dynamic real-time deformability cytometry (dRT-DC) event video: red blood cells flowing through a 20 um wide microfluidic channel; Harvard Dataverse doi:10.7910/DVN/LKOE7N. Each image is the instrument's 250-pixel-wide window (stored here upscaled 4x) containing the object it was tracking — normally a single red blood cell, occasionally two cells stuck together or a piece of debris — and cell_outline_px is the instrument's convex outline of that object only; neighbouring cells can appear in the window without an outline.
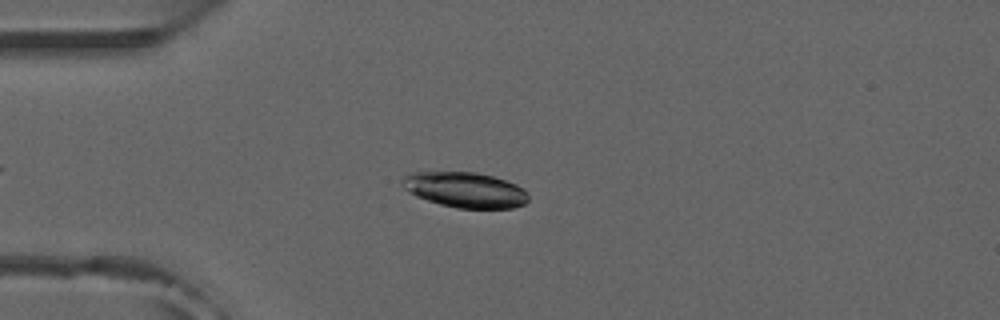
{"species": "common noctule bat (a hibernating species)", "species_latin": "Nyctalus noctula", "temperature_condition": "room temperature", "stored_images_in_passage": 47, "camera_frame_rate_fps": 3000, "um_per_image_px": 0.085, "animal": {"sex": "male", "forearm_length_mm": 52.5}, "frame": {"image": 1, "passage_image": 9, "time_ms": 2.667, "image_size_px": [1000, 320], "cell_outline_px": [[528, 200], [524, 204], [512, 208], [456, 208], [440, 204], [416, 196], [408, 192], [400, 184], [404, 176], [408, 172], [476, 172], [492, 176], [516, 184], [524, 188], [528, 196]], "centroid_in_image_um": [39.51, 16.13], "position_along_channel_um": 45.5, "area_um2": 26.07}}
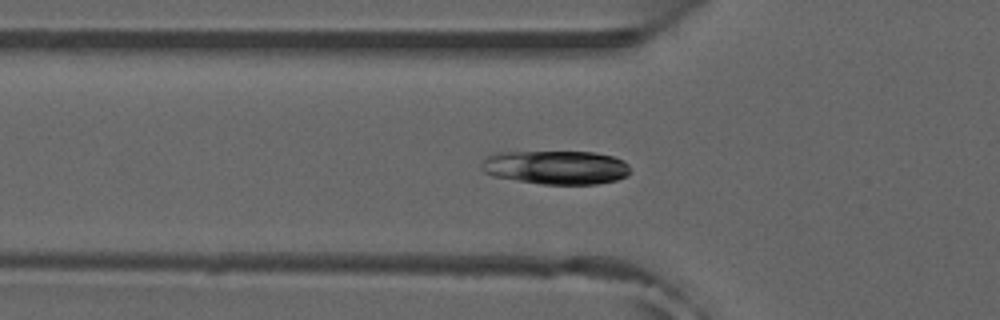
{"frame": {"image": 2, "passage_image": 13, "time_ms": 4.0, "image_size_px": [1000, 320], "cell_outline_px": [[628, 176], [616, 180], [596, 184], [544, 184], [492, 176], [484, 172], [480, 168], [480, 164], [488, 156], [496, 152], [592, 152], [612, 156], [624, 160], [628, 164]], "centroid_in_image_um": [47.25, 14.22], "position_along_channel_um": 78.6, "area_um2": 29.25}}
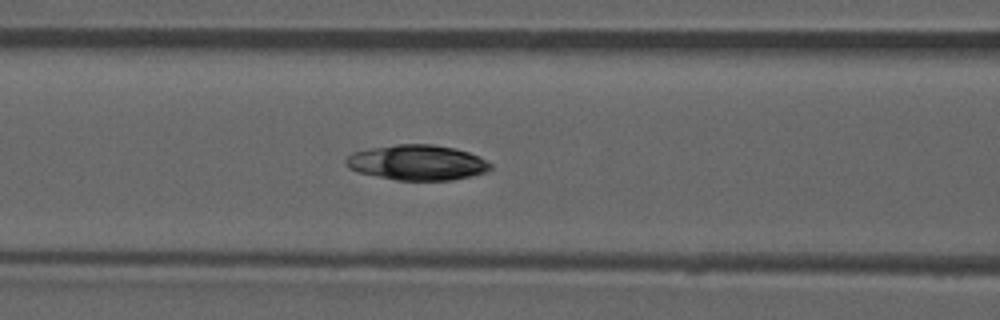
{"frame": {"image": 3, "passage_image": 17, "time_ms": 5.333, "image_size_px": [1000, 320], "cell_outline_px": [[492, 168], [488, 172], [472, 176], [452, 180], [396, 180], [356, 172], [348, 168], [344, 164], [344, 160], [352, 152], [372, 148], [396, 144], [432, 144], [456, 148], [468, 152], [492, 164]], "centroid_in_image_um": [35.44, 13.82], "position_along_channel_um": 131.2, "area_um2": 29.88}}